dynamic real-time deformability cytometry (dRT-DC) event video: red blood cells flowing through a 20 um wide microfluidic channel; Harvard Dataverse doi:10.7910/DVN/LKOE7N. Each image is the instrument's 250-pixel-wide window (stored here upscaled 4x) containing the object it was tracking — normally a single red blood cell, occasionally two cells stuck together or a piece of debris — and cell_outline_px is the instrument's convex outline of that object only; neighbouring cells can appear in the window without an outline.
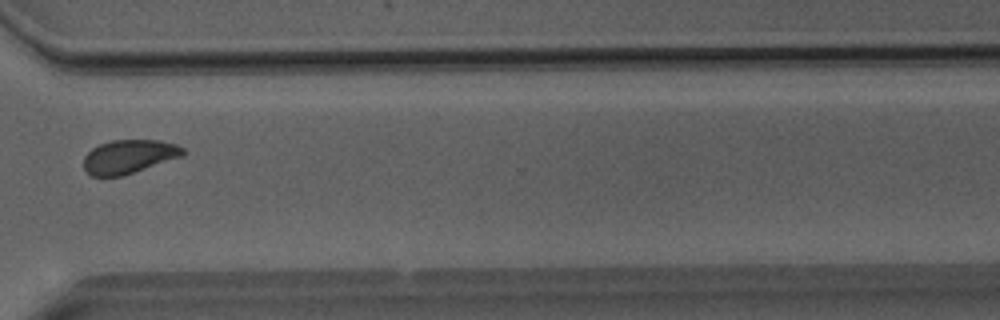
{"species": "Egyptian fruit bat (a non-hibernating species)", "species_latin": "Rousettus aegyptiacus", "temperature_condition": "room temperature", "stored_images_in_passage": 13, "camera_frame_rate_fps": 3000, "um_per_image_px": 0.085, "animal": {"sex": "male"}, "frame": {"image": 1, "passage_image": 10, "time_ms": 11.333, "image_size_px": [1000, 320], "cell_outline_px": [[188, 152], [184, 156], [120, 176], [92, 176], [84, 168], [84, 156], [92, 148], [100, 144], [112, 140], [160, 140], [176, 144], [184, 148]], "centroid_in_image_um": [11.0, 13.29], "position_along_channel_um": 359.6, "area_um2": 19.48}, "authors_computed_cell_mechanics": {"area_um2": 19.8832, "velocity_mm_per_s": 2.8385, "shape_relaxation_time_tau1_ms": null, "shape_relaxation_time_tau2_ms": 1.5325, "deformation_change_tau1": null, "deformation_change_tau2": 0.0649}}